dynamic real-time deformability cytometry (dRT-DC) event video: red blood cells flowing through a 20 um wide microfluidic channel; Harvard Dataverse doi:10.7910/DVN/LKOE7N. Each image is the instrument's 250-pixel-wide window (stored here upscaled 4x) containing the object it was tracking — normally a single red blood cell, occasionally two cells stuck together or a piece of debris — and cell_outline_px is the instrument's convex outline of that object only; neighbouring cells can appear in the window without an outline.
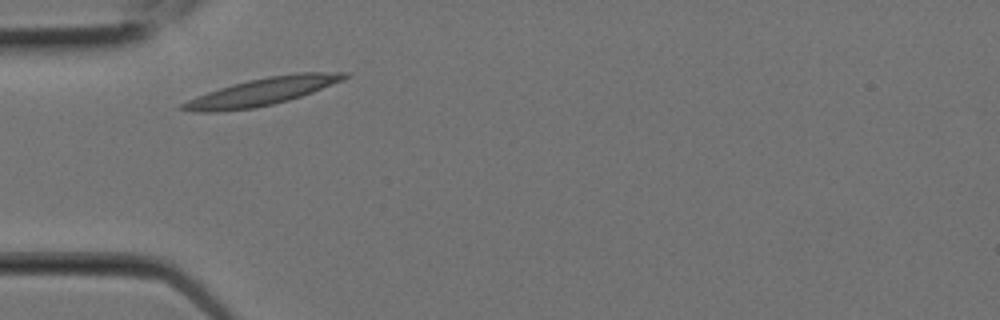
{"species": "Egyptian fruit bat (a non-hibernating species)", "species_latin": "Rousettus aegyptiacus", "temperature_condition": "room temperature", "stored_images_in_passage": 2, "camera_frame_rate_fps": 3000, "um_per_image_px": 0.085, "animal": {"sex": "female"}, "frame": {"image": 1, "passage_image": 1, "time_ms": 0.0, "image_size_px": [1000, 320], "cell_outline_px": [[348, 76], [344, 80], [312, 92], [288, 100], [256, 108], [216, 112], [192, 112], [176, 108], [180, 104], [196, 96], [232, 84], [248, 80], [268, 76], [296, 72], [348, 72]], "centroid_in_image_um": [22.25, 7.79], "position_along_channel_um": 62.8, "area_um2": 25.95}}